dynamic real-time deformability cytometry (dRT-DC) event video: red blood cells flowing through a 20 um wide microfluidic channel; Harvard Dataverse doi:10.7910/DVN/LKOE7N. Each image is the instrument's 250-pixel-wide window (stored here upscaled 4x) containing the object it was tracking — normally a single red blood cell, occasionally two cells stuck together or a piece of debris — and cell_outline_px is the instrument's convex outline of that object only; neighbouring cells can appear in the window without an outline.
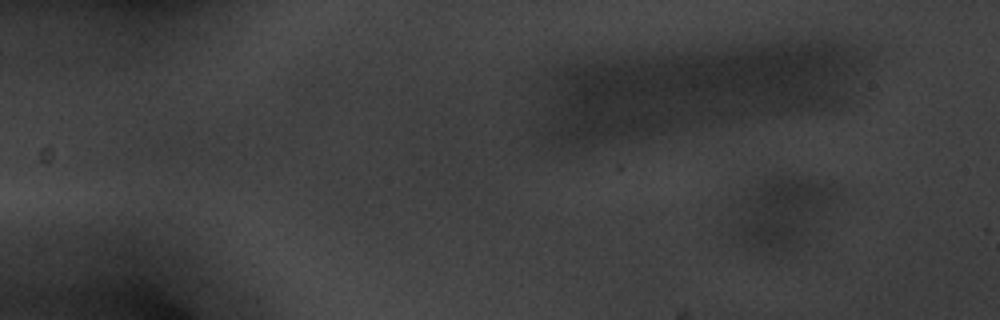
{"species": "common noctule bat (a hibernating species)", "species_latin": "Nyctalus noctula", "temperature_condition": "warm", "stored_images_in_passage": 17, "camera_frame_rate_fps": 3000, "um_per_image_px": 0.085, "animal": {"sex": "male", "body_mass_g": 20.1, "forearm_length_mm": 53.5}, "frame": {"image": 1, "passage_image": 7, "time_ms": 2.0, "image_size_px": [1000, 320], "cell_outline_px": [[832, 196], [792, 240], [780, 244], [744, 244], [736, 232], [756, 192], [764, 180], [772, 176], [792, 176], [832, 188]], "centroid_in_image_um": [66.44, 17.84], "position_along_channel_um": 18.6, "area_um2": 31.5}}